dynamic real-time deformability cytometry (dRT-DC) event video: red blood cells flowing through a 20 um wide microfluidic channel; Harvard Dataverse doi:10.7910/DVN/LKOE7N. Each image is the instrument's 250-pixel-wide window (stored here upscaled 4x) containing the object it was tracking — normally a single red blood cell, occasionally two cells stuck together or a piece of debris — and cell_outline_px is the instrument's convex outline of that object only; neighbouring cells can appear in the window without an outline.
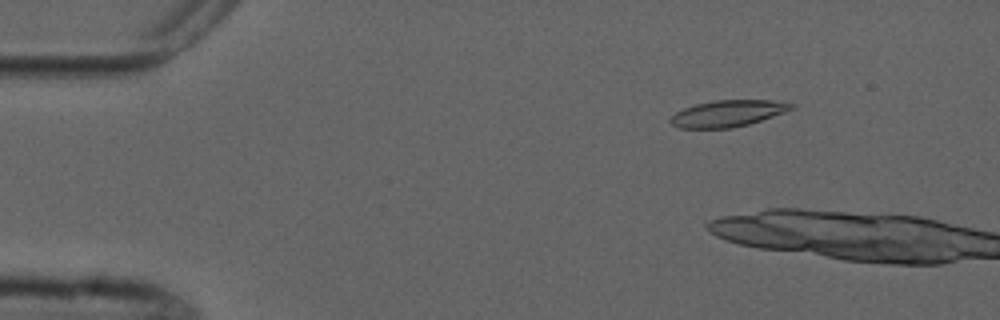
{"species": "common noctule bat (a hibernating species)", "species_latin": "Nyctalus noctula", "temperature_condition": "cold", "stored_images_in_passage": 4, "camera_frame_rate_fps": 3000, "um_per_image_px": 0.085, "animal": {"sex": "male", "forearm_length_mm": 52.5}, "frame": {"image": 1, "passage_image": 3, "time_ms": 2.333, "image_size_px": [1000, 320], "cell_outline_px": [[796, 108], [748, 124], [732, 128], [680, 128], [672, 124], [668, 120], [676, 112], [684, 108], [696, 104], [716, 100], [772, 100], [796, 104]], "centroid_in_image_um": [61.87, 9.64], "position_along_channel_um": 23.1, "area_um2": 18.55}}